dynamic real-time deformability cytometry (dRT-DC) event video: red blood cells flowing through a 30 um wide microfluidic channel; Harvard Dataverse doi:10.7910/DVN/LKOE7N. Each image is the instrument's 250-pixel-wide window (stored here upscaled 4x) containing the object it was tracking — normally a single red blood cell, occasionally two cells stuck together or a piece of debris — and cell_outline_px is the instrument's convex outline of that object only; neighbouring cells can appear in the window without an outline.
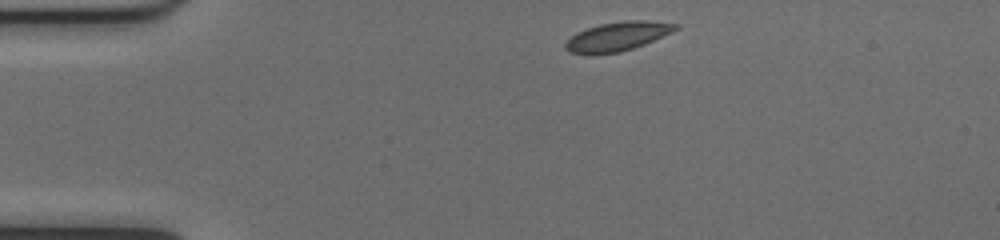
{"species": "common noctule bat (a hibernating species)", "species_latin": "Nyctalus noctula", "temperature_condition": "cold", "stored_images_in_passage": 42, "camera_frame_rate_fps": 3000, "um_per_image_px": 0.085, "animal": {"sex": "female", "body_mass_g": 17.0, "forearm_length_mm": 48.0}, "frame": {"image": 1, "passage_image": 1, "time_ms": 0.0, "image_size_px": [1000, 240], "cell_outline_px": [[680, 28], [672, 32], [644, 44], [620, 52], [568, 52], [564, 48], [564, 44], [576, 32], [600, 24], [624, 20], [648, 20], [680, 24]], "centroid_in_image_um": [52.55, 3.05], "position_along_channel_um": 32.4, "area_um2": 18.21}}
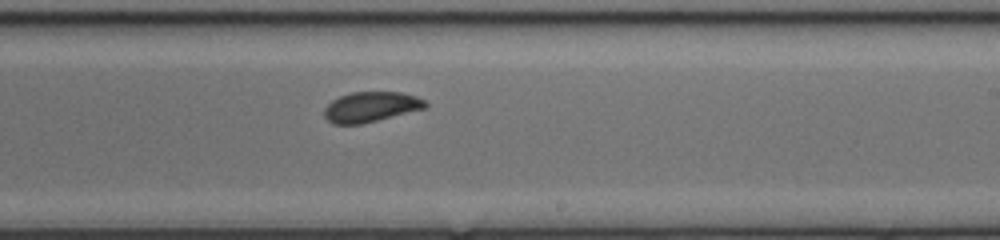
{"frame": {"image": 2, "passage_image": 22, "time_ms": 7.0, "image_size_px": [1000, 240], "cell_outline_px": [[428, 108], [360, 124], [332, 124], [324, 116], [324, 108], [332, 100], [340, 96], [352, 92], [400, 92], [416, 96], [424, 100], [428, 104]], "centroid_in_image_um": [31.54, 9.08], "position_along_channel_um": 257.5, "area_um2": 17.8}}
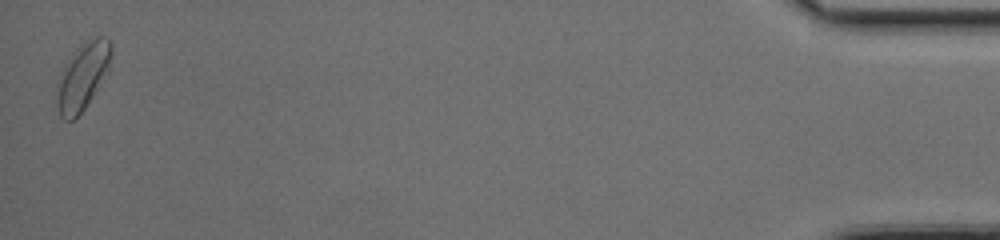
{"frame": {"image": 3, "passage_image": 42, "time_ms": 13.667, "image_size_px": [1000, 240], "cell_outline_px": [[112, 52], [108, 72], [84, 108], [72, 120], [64, 120], [60, 116], [56, 104], [56, 88], [68, 60], [76, 48], [80, 44], [96, 36], [108, 36], [112, 44]], "centroid_in_image_um": [7.05, 6.45], "position_along_channel_um": 428.1, "area_um2": 21.04}, "authors_computed_cell_mechanics": {"area_um2": 18.2359, "velocity_mm_per_s": 3.973, "shape_relaxation_time_tau1_ms": 4.9819, "shape_relaxation_time_tau2_ms": null, "deformation_change_tau1": 0.0978, "deformation_change_tau2": null}}